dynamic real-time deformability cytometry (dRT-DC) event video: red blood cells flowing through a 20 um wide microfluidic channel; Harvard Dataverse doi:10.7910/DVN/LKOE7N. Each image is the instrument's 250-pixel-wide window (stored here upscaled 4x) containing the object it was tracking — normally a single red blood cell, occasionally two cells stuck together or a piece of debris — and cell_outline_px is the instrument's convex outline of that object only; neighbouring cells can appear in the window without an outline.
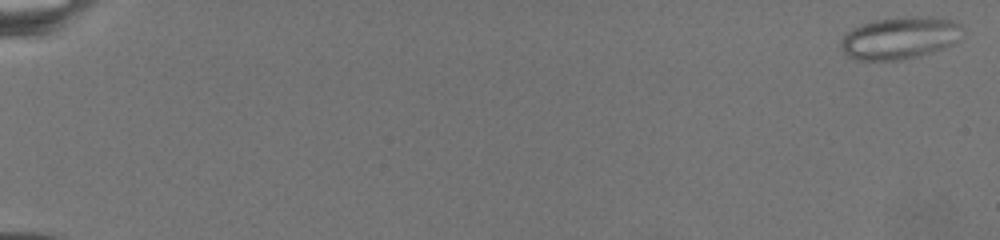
{"species": "common noctule bat (a hibernating species)", "species_latin": "Nyctalus noctula", "temperature_condition": "warm", "stored_images_in_passage": 26, "camera_frame_rate_fps": 3000, "um_per_image_px": 0.085, "animal": {"sex": "female", "body_mass_g": 19.5, "forearm_length_mm": 54.1}, "frame": {"image": 1, "passage_image": 1, "time_ms": 0.0, "image_size_px": [1000, 240], "cell_outline_px": [[964, 32], [956, 44], [920, 56], [900, 60], [856, 60], [848, 56], [840, 48], [840, 40], [852, 28], [872, 20], [916, 16], [932, 16], [952, 20], [960, 24]], "centroid_in_image_um": [76.52, 3.23], "position_along_channel_um": 8.5, "area_um2": 30.35}}
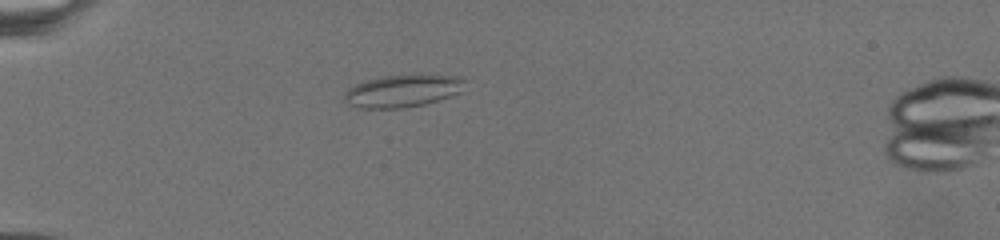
{"frame": {"image": 2, "passage_image": 23, "time_ms": 7.667, "image_size_px": [1000, 240], "cell_outline_px": [[464, 80], [460, 92], [424, 104], [404, 108], [356, 108], [348, 104], [344, 100], [344, 92], [348, 88], [356, 84], [368, 80], [384, 76], [464, 76]], "centroid_in_image_um": [34.15, 7.75], "position_along_channel_um": 50.9, "area_um2": 22.2}}